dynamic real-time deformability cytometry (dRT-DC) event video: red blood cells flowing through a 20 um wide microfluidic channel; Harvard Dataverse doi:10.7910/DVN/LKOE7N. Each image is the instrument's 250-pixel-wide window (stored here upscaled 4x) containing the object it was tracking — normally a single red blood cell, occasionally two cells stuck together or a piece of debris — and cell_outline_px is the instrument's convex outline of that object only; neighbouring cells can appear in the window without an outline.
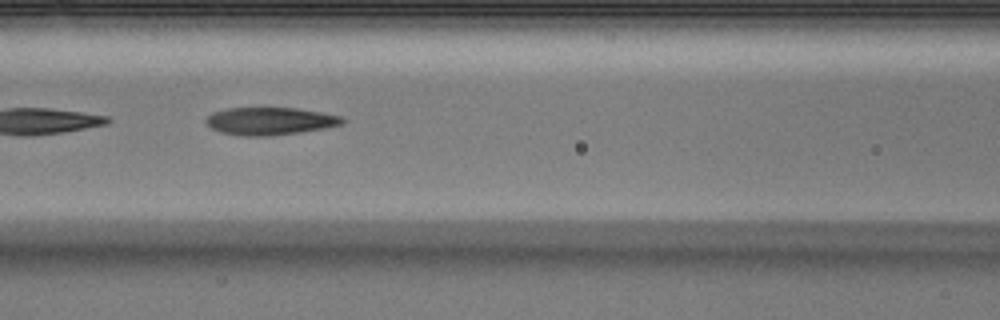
{"species": "Egyptian fruit bat (a non-hibernating species)", "species_latin": "Rousettus aegyptiacus", "temperature_condition": "warm", "stored_images_in_passage": 33, "camera_frame_rate_fps": 3000, "um_per_image_px": 0.085, "animal": {"sex": "male"}, "frame": {"image": 1, "passage_image": 17, "time_ms": 5.333, "image_size_px": [1000, 320], "cell_outline_px": [[348, 120], [344, 124], [324, 128], [300, 132], [272, 136], [240, 136], [220, 132], [212, 128], [204, 120], [212, 112], [228, 108], [296, 108], [320, 112], [340, 116]], "centroid_in_image_um": [22.96, 10.3], "position_along_channel_um": 143.6, "area_um2": 22.02}}
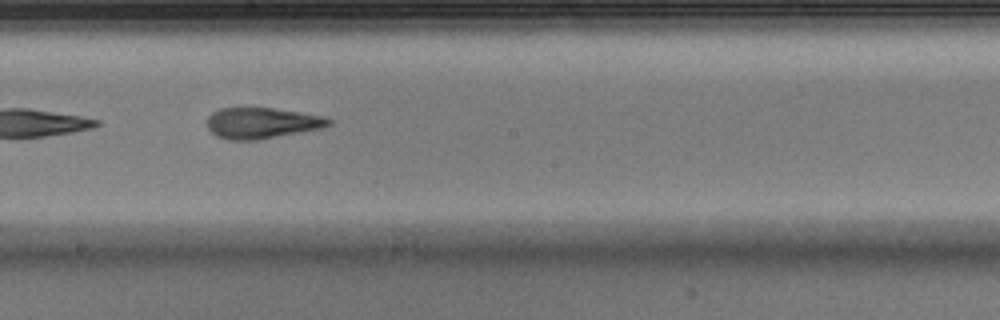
{"frame": {"image": 2, "passage_image": 23, "time_ms": 7.333, "image_size_px": [1000, 320], "cell_outline_px": [[336, 120], [332, 124], [324, 128], [256, 140], [228, 140], [216, 136], [208, 128], [208, 116], [212, 112], [220, 108], [272, 108], [328, 116]], "centroid_in_image_um": [22.33, 10.45], "position_along_channel_um": 225.9, "area_um2": 22.2}}
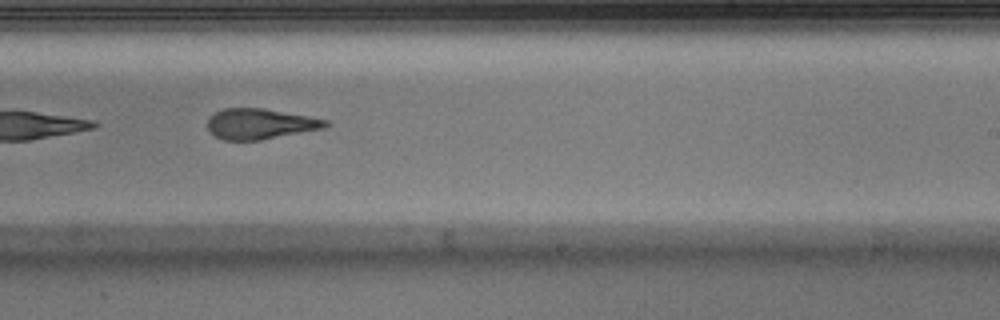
{"frame": {"image": 3, "passage_image": 26, "time_ms": 8.333, "image_size_px": [1000, 320], "cell_outline_px": [[332, 124], [324, 128], [260, 140], [224, 140], [208, 132], [208, 116], [224, 108], [264, 108], [308, 116], [328, 120]], "centroid_in_image_um": [22.1, 10.52], "position_along_channel_um": 266.9, "area_um2": 21.04}}